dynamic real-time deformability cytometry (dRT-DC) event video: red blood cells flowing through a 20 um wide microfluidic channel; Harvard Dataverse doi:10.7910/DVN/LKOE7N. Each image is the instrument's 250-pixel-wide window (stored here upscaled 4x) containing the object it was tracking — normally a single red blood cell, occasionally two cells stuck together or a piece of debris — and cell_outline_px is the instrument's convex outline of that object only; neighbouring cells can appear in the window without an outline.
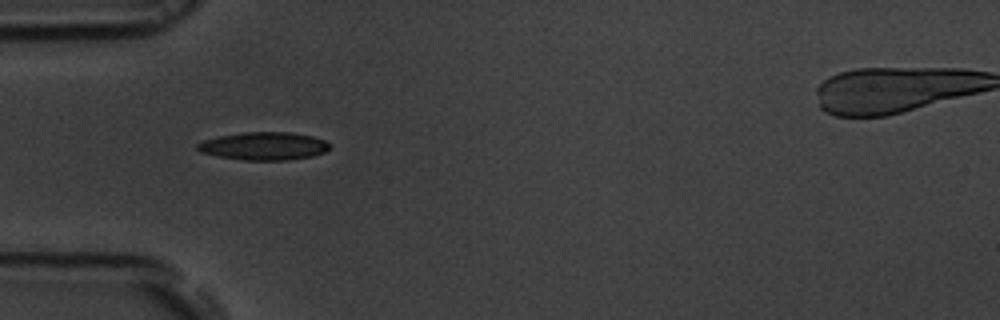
{"species": "common noctule bat (a hibernating species)", "species_latin": "Nyctalus noctula", "temperature_condition": "room temperature", "stored_images_in_passage": 36, "camera_frame_rate_fps": 3000, "um_per_image_px": 0.085, "animal": {"sex": "male", "body_mass_g": 19.5, "forearm_length_mm": 54.6}, "frame": {"image": 1, "passage_image": 1, "time_ms": 0.0, "image_size_px": [1000, 320], "cell_outline_px": [[332, 148], [324, 152], [312, 156], [288, 160], [240, 160], [216, 156], [200, 152], [196, 148], [196, 144], [204, 140], [220, 136], [244, 132], [288, 132], [312, 136], [324, 140], [332, 144]], "centroid_in_image_um": [22.44, 12.42], "position_along_channel_um": 62.6, "area_um2": 21.68}}
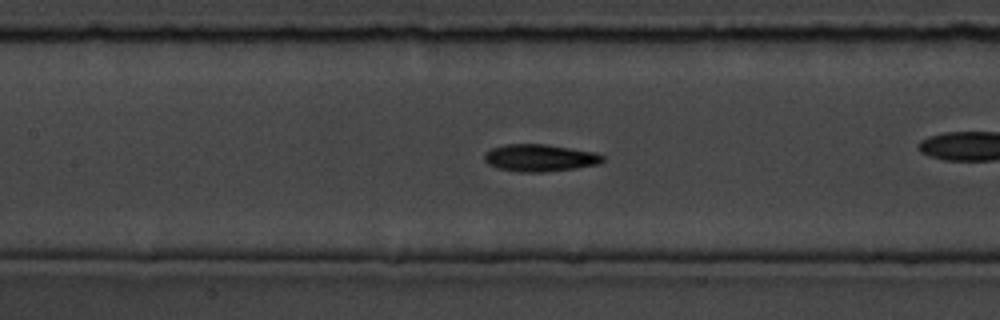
{"frame": {"image": 2, "passage_image": 6, "time_ms": 1.667, "image_size_px": [1000, 320], "cell_outline_px": [[604, 160], [600, 164], [576, 168], [544, 172], [516, 172], [496, 168], [488, 164], [484, 160], [484, 152], [492, 148], [504, 144], [548, 144], [596, 152], [604, 156]], "centroid_in_image_um": [45.88, 13.42], "position_along_channel_um": 161.5, "area_um2": 19.07}}
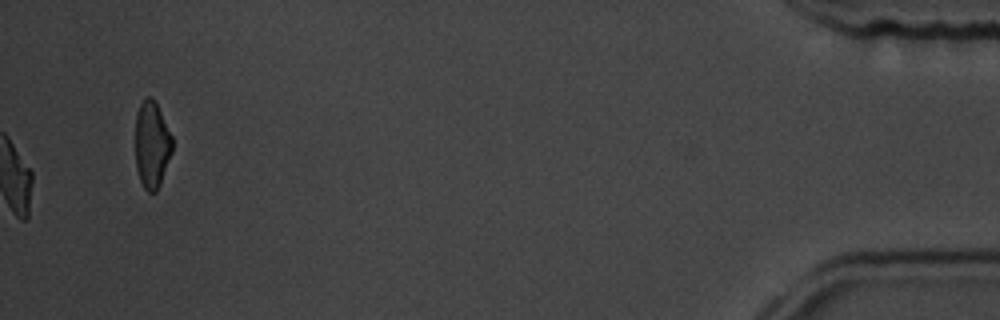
{"frame": {"image": 3, "passage_image": 36, "time_ms": 11.667, "image_size_px": [1000, 320], "cell_outline_px": [[172, 152], [160, 184], [156, 192], [148, 192], [144, 188], [140, 180], [136, 168], [136, 112], [140, 104], [148, 96], [152, 96], [172, 136]], "centroid_in_image_um": [12.9, 12.31], "position_along_channel_um": 422.3, "area_um2": 18.5}, "authors_computed_cell_mechanics": {"area_um2": 18.496, "velocity_mm_per_s": 3.7769, "shape_relaxation_time_tau1_ms": 4.3724, "shape_relaxation_time_tau2_ms": 3.2733, "deformation_change_tau1": 0.1263, "deformation_change_tau2": 0.0786}}